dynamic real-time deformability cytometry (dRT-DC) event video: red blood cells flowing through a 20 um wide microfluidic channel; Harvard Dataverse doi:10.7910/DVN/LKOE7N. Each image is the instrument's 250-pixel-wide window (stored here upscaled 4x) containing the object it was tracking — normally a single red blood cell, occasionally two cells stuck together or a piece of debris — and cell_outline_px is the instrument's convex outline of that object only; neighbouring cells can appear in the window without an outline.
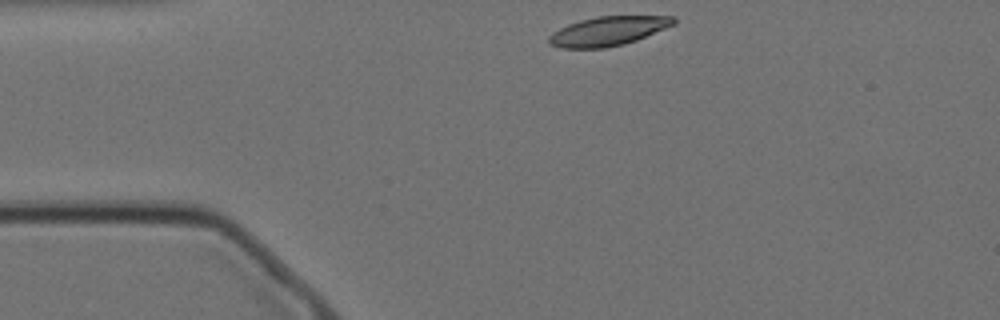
{"species": "Egyptian fruit bat (a non-hibernating species)", "species_latin": "Rousettus aegyptiacus", "temperature_condition": "cold", "stored_images_in_passage": 47, "camera_frame_rate_fps": 3000, "um_per_image_px": 0.085, "animal": {"sex": "female"}, "frame": {"image": 1, "passage_image": 1, "time_ms": 0.0, "image_size_px": [1000, 320], "cell_outline_px": [[676, 24], [636, 40], [624, 44], [604, 48], [560, 48], [552, 44], [548, 40], [548, 36], [552, 32], [568, 24], [580, 20], [596, 16], [676, 16]], "centroid_in_image_um": [51.7, 2.63], "position_along_channel_um": 33.3, "area_um2": 21.21}}
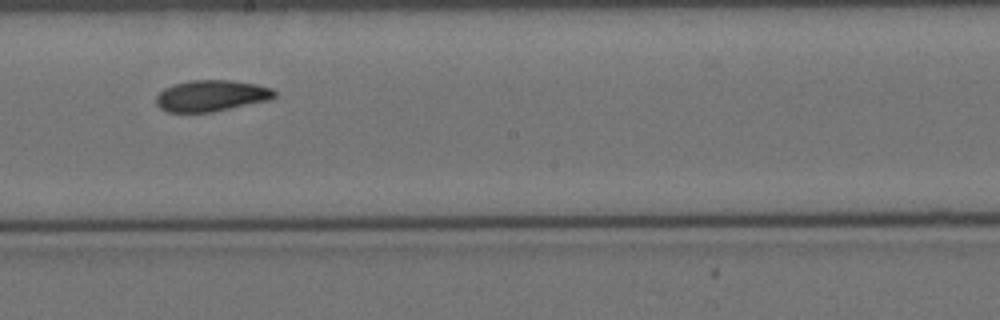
{"frame": {"image": 2, "passage_image": 21, "time_ms": 6.667, "image_size_px": [1000, 320], "cell_outline_px": [[276, 96], [268, 100], [212, 112], [168, 112], [160, 108], [156, 104], [156, 96], [164, 88], [172, 84], [192, 80], [232, 80], [256, 84], [272, 88], [276, 92]], "centroid_in_image_um": [17.95, 8.13], "position_along_channel_um": 230.3, "area_um2": 21.56}}
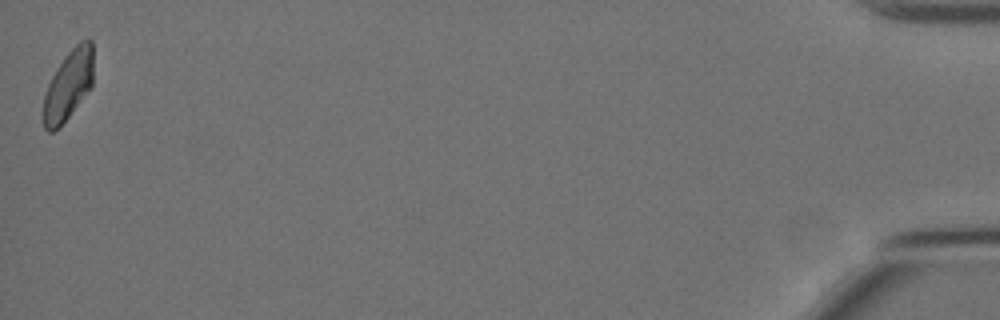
{"frame": {"image": 3, "passage_image": 47, "time_ms": 15.333, "image_size_px": [1000, 320], "cell_outline_px": [[92, 84], [68, 116], [52, 132], [48, 132], [44, 128], [44, 96], [48, 84], [56, 68], [68, 52], [80, 40], [88, 36], [92, 40]], "centroid_in_image_um": [5.81, 7.15], "position_along_channel_um": 429.4, "area_um2": 19.77}, "authors_computed_cell_mechanics": {"area_um2": 21.3282, "velocity_mm_per_s": 3.4814, "shape_relaxation_time_tau1_ms": 5.8834, "shape_relaxation_time_tau2_ms": 5.8943, "deformation_change_tau1": 0.1506, "deformation_change_tau2": 0.0981}}